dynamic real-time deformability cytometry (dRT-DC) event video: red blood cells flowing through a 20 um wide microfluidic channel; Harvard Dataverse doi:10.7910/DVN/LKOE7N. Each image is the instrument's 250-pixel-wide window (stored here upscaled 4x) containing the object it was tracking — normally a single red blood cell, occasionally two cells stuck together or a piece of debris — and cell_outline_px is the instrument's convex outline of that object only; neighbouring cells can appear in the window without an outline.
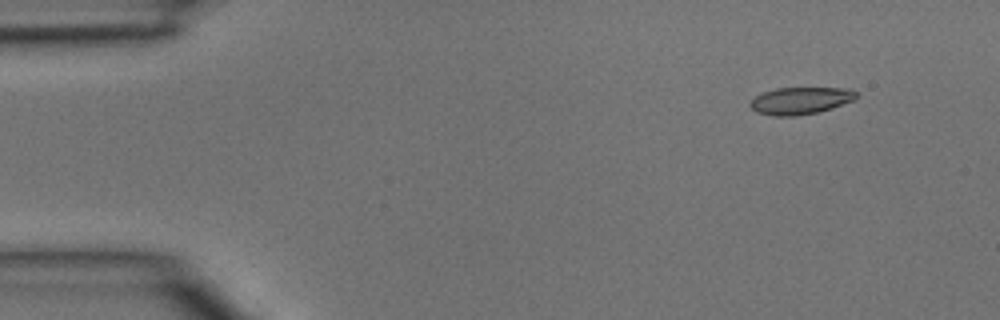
{"species": "common noctule bat (a hibernating species)", "species_latin": "Nyctalus noctula", "temperature_condition": "room temperature", "stored_images_in_passage": 5, "segment_of_instrument_passage": [2, 2], "camera_frame_rate_fps": 3000, "um_per_image_px": 0.085, "animal": {"sex": "male", "body_mass_g": 15.6}, "frame": {"image": 1, "passage_image": 5, "time_ms": 1.333, "image_size_px": [1000, 320], "cell_outline_px": [[860, 96], [856, 100], [832, 108], [816, 112], [796, 116], [772, 116], [756, 112], [748, 104], [756, 96], [764, 92], [776, 88], [848, 88], [856, 92]], "centroid_in_image_um": [68.07, 8.56], "position_along_channel_um": 16.9, "area_um2": 16.88}}